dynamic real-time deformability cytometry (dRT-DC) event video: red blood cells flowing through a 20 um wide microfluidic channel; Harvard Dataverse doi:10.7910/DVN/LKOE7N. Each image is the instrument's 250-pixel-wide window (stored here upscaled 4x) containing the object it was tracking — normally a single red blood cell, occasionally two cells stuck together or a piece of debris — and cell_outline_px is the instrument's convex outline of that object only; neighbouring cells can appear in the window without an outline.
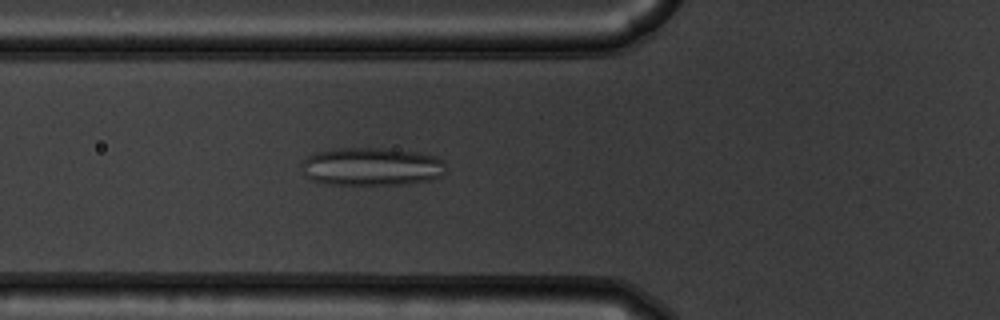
{"species": "common noctule bat (a hibernating species)", "species_latin": "Nyctalus noctula", "temperature_condition": "warm", "stored_images_in_passage": 49, "camera_frame_rate_fps": 3000, "um_per_image_px": 0.085, "animal": {"sex": "male", "body_mass_g": 19.5, "forearm_length_mm": 54.6}, "frame": {"image": 1, "passage_image": 16, "time_ms": 5.0, "image_size_px": [1000, 320], "cell_outline_px": [[444, 172], [440, 176], [428, 180], [408, 184], [324, 184], [312, 180], [304, 176], [300, 164], [308, 156], [316, 152], [340, 148], [384, 148], [416, 152], [436, 156], [444, 160]], "centroid_in_image_um": [31.56, 14.16], "position_along_channel_um": 94.2, "area_um2": 32.14}}
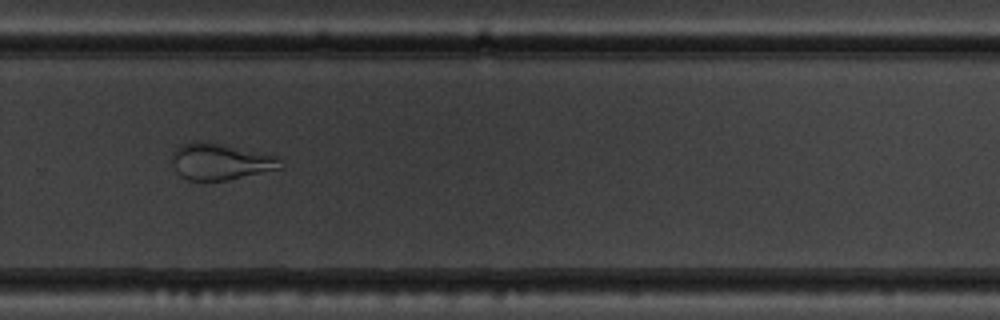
{"frame": {"image": 2, "passage_image": 33, "time_ms": 10.667, "image_size_px": [1000, 320], "cell_outline_px": [[284, 168], [228, 180], [188, 180], [180, 176], [176, 172], [172, 164], [172, 152], [180, 144], [192, 140], [208, 140], [280, 156]], "centroid_in_image_um": [18.75, 13.7], "position_along_channel_um": 311.0, "area_um2": 23.87}}
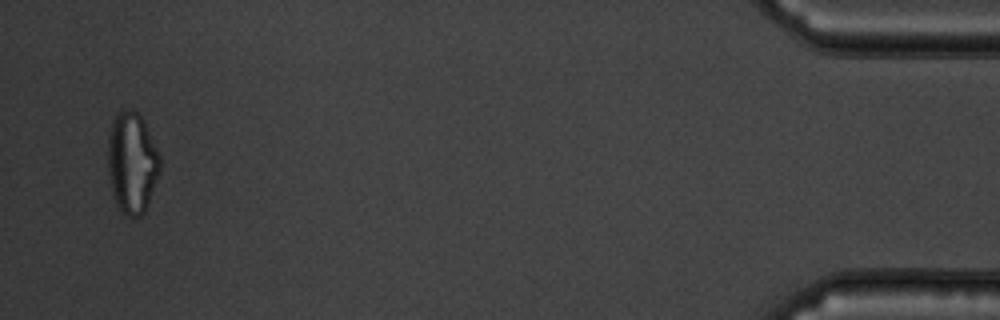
{"frame": {"image": 3, "passage_image": 48, "time_ms": 15.667, "image_size_px": [1000, 320], "cell_outline_px": [[160, 172], [148, 204], [144, 212], [140, 216], [124, 216], [120, 212], [116, 204], [112, 192], [108, 172], [108, 140], [112, 124], [116, 116], [124, 108], [132, 108], [140, 112], [160, 156]], "centroid_in_image_um": [11.23, 13.84], "position_along_channel_um": 424.0, "area_um2": 30.92}, "authors_computed_cell_mechanics": {"area_um2": 29.1312, "velocity_mm_per_s": 3.828, "shape_relaxation_time_tau1_ms": null, "shape_relaxation_time_tau2_ms": 1.05, "deformation_change_tau1": null, "deformation_change_tau2": 0.0966}}